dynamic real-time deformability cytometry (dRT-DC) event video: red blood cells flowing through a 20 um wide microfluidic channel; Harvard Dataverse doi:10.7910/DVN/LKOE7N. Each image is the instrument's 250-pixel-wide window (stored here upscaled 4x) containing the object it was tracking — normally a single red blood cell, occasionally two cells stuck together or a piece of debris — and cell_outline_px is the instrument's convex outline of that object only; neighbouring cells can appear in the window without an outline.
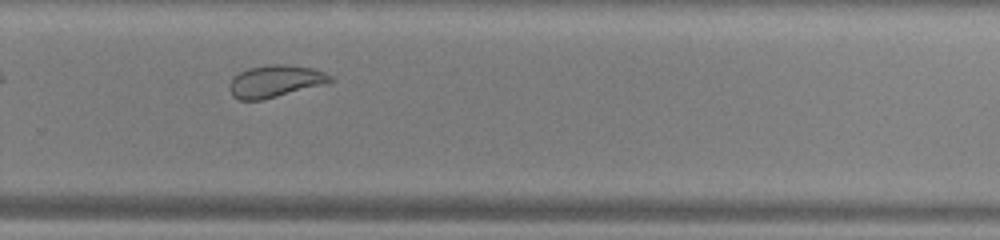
{"species": "common noctule bat (a hibernating species)", "species_latin": "Nyctalus noctula", "temperature_condition": "warm", "stored_images_in_passage": 26, "camera_frame_rate_fps": 3000, "um_per_image_px": 0.085, "animal": {"sex": "male", "body_mass_g": 13.0, "forearm_length_mm": 53.1}, "frame": {"image": 1, "passage_image": 19, "time_ms": 6.0, "image_size_px": [1000, 240], "cell_outline_px": [[336, 80], [324, 84], [264, 100], [240, 100], [232, 96], [228, 88], [228, 84], [240, 72], [248, 68], [272, 64], [288, 64], [312, 68], [324, 72], [332, 76]], "centroid_in_image_um": [23.4, 6.91], "position_along_channel_um": 306.4, "area_um2": 18.96}}